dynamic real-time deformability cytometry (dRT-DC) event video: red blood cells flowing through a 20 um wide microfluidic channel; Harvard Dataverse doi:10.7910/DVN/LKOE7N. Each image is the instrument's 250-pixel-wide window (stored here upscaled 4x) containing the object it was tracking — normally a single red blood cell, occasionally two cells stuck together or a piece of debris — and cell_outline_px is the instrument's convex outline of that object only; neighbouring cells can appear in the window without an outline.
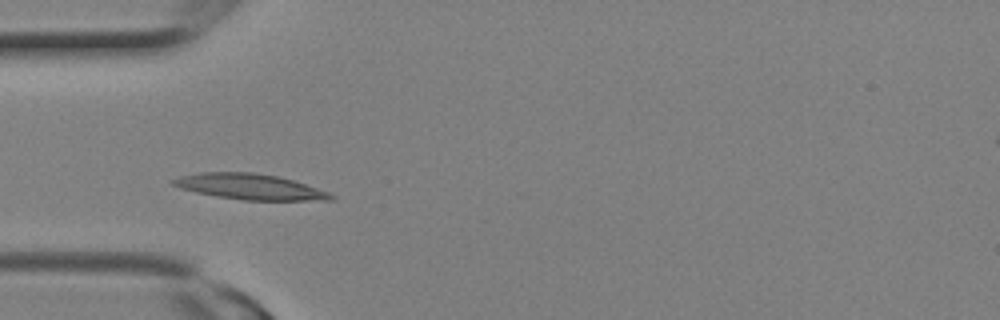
{"species": "Egyptian fruit bat (a non-hibernating species)", "species_latin": "Rousettus aegyptiacus", "temperature_condition": "room temperature", "stored_images_in_passage": 10, "camera_frame_rate_fps": 3000, "um_per_image_px": 0.085, "animal": {"sex": "female"}, "frame": {"image": 1, "passage_image": 4, "time_ms": 1.0, "image_size_px": [1000, 320], "cell_outline_px": [[336, 200], [244, 200], [216, 196], [196, 192], [180, 188], [172, 184], [168, 180], [180, 176], [200, 172], [252, 172], [276, 176], [292, 180], [328, 192], [336, 196]], "centroid_in_image_um": [21.2, 15.87], "position_along_channel_um": 63.8, "area_um2": 23.47}}
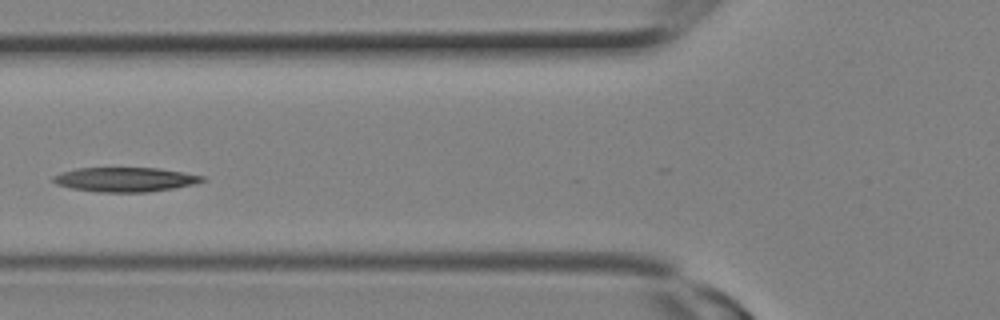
{"frame": {"image": 2, "passage_image": 6, "time_ms": 1.667, "image_size_px": [1000, 320], "cell_outline_px": [[204, 180], [192, 184], [172, 188], [148, 192], [96, 192], [72, 188], [56, 184], [52, 180], [52, 176], [60, 172], [76, 168], [160, 168], [184, 172], [204, 176]], "centroid_in_image_um": [10.58, 15.25], "position_along_channel_um": 115.2, "area_um2": 21.15}}
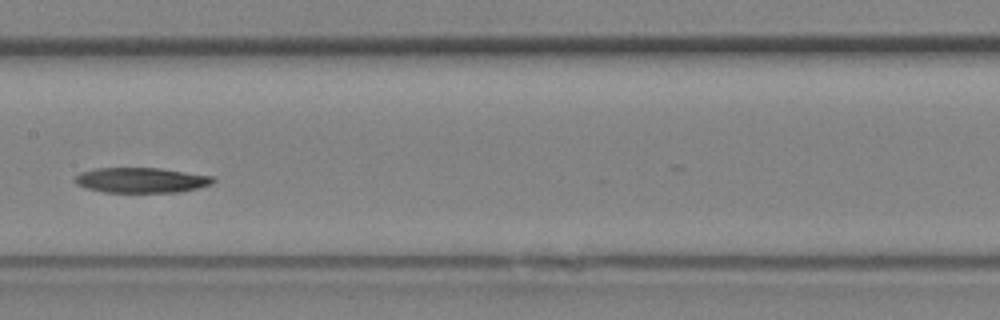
{"frame": {"image": 3, "passage_image": 9, "time_ms": 2.667, "image_size_px": [1000, 320], "cell_outline_px": [[216, 180], [212, 184], [180, 192], [104, 192], [88, 188], [76, 184], [72, 180], [80, 172], [92, 168], [160, 168], [216, 176]], "centroid_in_image_um": [12.02, 15.3], "position_along_channel_um": 195.4, "area_um2": 20.46}}